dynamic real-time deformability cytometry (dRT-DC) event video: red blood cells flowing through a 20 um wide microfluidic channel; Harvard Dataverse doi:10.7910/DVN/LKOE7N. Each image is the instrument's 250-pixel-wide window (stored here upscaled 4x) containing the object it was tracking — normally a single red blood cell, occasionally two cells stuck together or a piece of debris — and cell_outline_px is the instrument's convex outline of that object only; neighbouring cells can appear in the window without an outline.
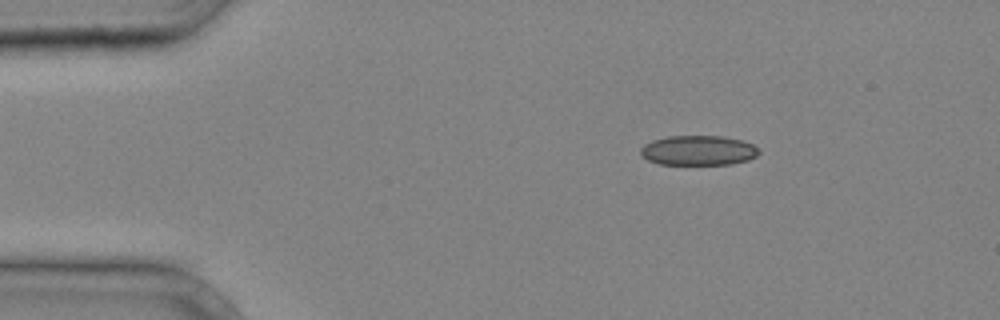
{"species": "common noctule bat (a hibernating species)", "species_latin": "Nyctalus noctula", "temperature_condition": "cold", "stored_images_in_passage": 34, "camera_frame_rate_fps": 3000, "um_per_image_px": 0.085, "animal": {"sex": "male", "body_mass_g": 20.4}, "frame": {"image": 1, "passage_image": 2, "time_ms": 0.333, "image_size_px": [1000, 320], "cell_outline_px": [[760, 152], [756, 156], [748, 160], [732, 164], [660, 164], [648, 160], [640, 156], [640, 148], [644, 144], [652, 140], [668, 136], [724, 136], [744, 140], [752, 144]], "centroid_in_image_um": [59.34, 12.78], "position_along_channel_um": 25.7, "area_um2": 20.69}}
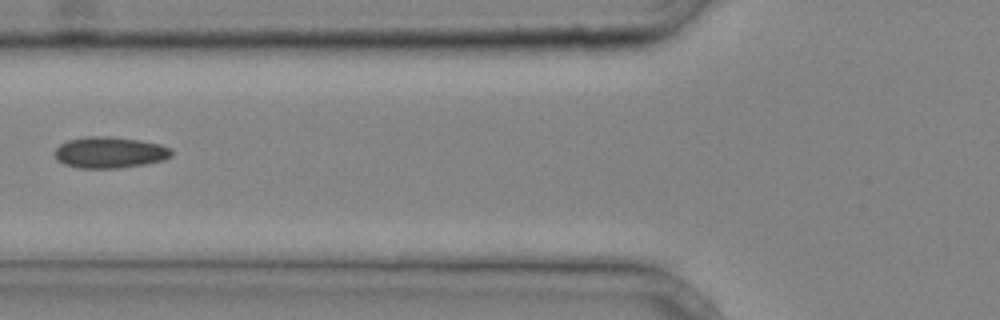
{"frame": {"image": 2, "passage_image": 11, "time_ms": 3.333, "image_size_px": [1000, 320], "cell_outline_px": [[172, 156], [164, 160], [144, 164], [120, 168], [76, 168], [64, 164], [56, 160], [56, 148], [60, 144], [68, 140], [84, 136], [108, 136], [140, 140], [160, 144], [172, 148]], "centroid_in_image_um": [9.34, 12.96], "position_along_channel_um": 116.5, "area_um2": 21.44}}
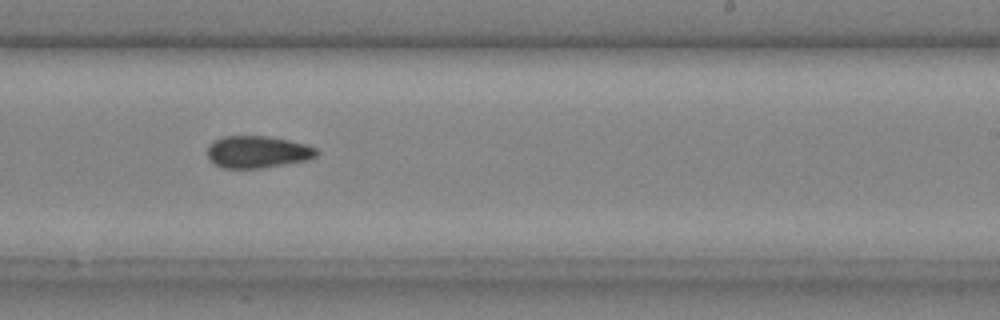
{"frame": {"image": 3, "passage_image": 20, "time_ms": 6.333, "image_size_px": [1000, 320], "cell_outline_px": [[320, 152], [316, 156], [308, 160], [260, 168], [220, 168], [212, 164], [208, 160], [208, 144], [224, 136], [264, 136], [288, 140], [304, 144], [316, 148]], "centroid_in_image_um": [21.86, 12.92], "position_along_channel_um": 267.1, "area_um2": 20.46}}